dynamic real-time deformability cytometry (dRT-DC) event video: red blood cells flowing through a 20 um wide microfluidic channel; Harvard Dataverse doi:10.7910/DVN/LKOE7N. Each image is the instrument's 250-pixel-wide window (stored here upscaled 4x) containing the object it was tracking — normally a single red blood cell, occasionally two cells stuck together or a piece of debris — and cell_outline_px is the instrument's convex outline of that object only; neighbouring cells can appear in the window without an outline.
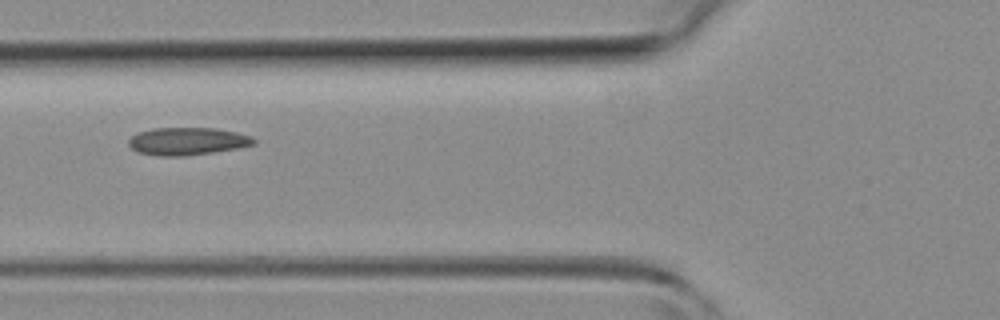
{"species": "common noctule bat (a hibernating species)", "species_latin": "Nyctalus noctula", "temperature_condition": "room temperature", "stored_images_in_passage": 3, "camera_frame_rate_fps": 3000, "um_per_image_px": 0.085, "animal": {"sex": "female", "body_mass_g": 19.3, "forearm_length_mm": 54.1}, "frame": {"image": 1, "passage_image": 2, "time_ms": 1.0, "image_size_px": [1000, 320], "cell_outline_px": [[256, 144], [236, 148], [212, 152], [184, 156], [160, 156], [140, 152], [132, 148], [128, 144], [128, 140], [136, 132], [152, 128], [216, 128], [236, 132], [252, 136], [256, 140]], "centroid_in_image_um": [15.93, 11.99], "position_along_channel_um": 109.9, "area_um2": 20.11}}
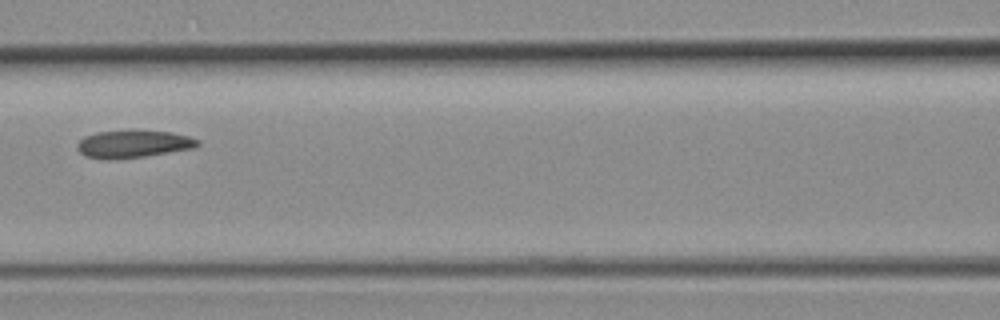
{"frame": {"image": 2, "passage_image": 3, "time_ms": 2.0, "image_size_px": [1000, 320], "cell_outline_px": [[200, 144], [192, 148], [144, 156], [116, 160], [104, 160], [84, 156], [76, 148], [76, 144], [84, 136], [96, 132], [172, 132], [188, 136], [200, 140]], "centroid_in_image_um": [11.27, 12.27], "position_along_channel_um": 155.3, "area_um2": 18.96}}